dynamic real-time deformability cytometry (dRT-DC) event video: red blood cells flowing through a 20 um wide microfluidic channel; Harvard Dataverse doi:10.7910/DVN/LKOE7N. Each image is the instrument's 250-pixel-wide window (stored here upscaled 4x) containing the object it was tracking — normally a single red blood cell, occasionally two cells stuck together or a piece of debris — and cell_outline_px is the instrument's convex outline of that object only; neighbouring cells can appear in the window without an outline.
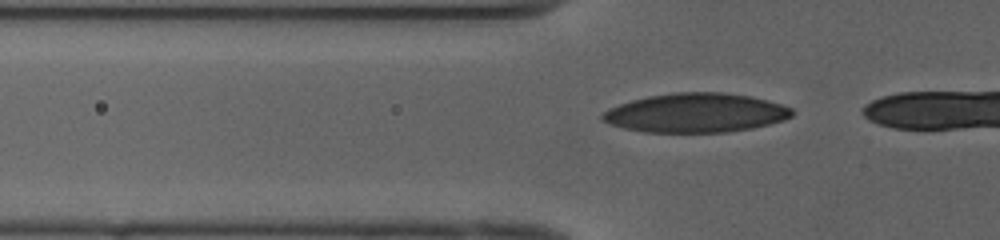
{"species": "human", "species_latin": "Homo sapiens", "temperature_condition": "cold", "stored_images_in_passage": 29, "camera_frame_rate_fps": 3000, "um_per_image_px": 0.085, "donor": {"sex": "female"}, "frame": {"image": 1, "passage_image": 13, "time_ms": 4.0, "image_size_px": [1000, 240], "cell_outline_px": [[796, 112], [792, 116], [784, 120], [752, 128], [728, 132], [644, 132], [624, 128], [600, 120], [600, 116], [608, 108], [632, 100], [648, 96], [672, 92], [720, 92], [752, 96], [780, 104], [792, 108]], "centroid_in_image_um": [59.15, 9.59], "position_along_channel_um": 66.7, "area_um2": 43.35}}
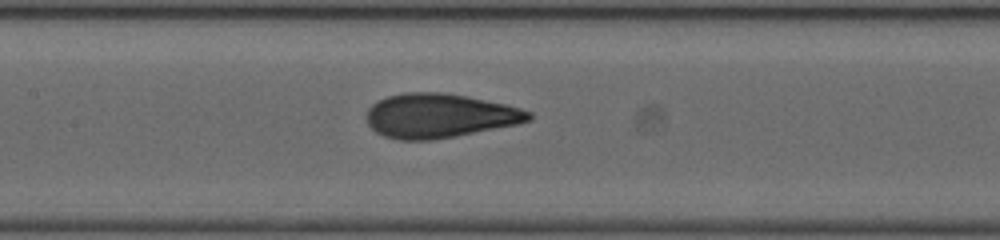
{"frame": {"image": 2, "passage_image": 21, "time_ms": 6.667, "image_size_px": [1000, 240], "cell_outline_px": [[532, 120], [520, 124], [432, 140], [400, 140], [384, 136], [376, 132], [368, 124], [364, 116], [368, 108], [372, 104], [388, 96], [404, 92], [444, 92], [468, 96], [504, 104], [520, 108], [532, 112]], "centroid_in_image_um": [37.35, 9.83], "position_along_channel_um": 170.1, "area_um2": 42.02}}
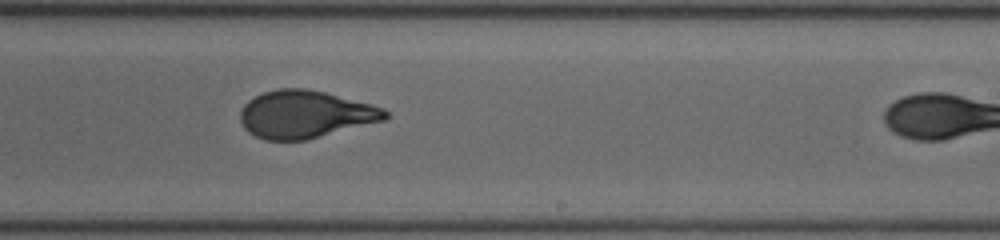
{"frame": {"image": 3, "passage_image": 28, "time_ms": 9.0, "image_size_px": [1000, 240], "cell_outline_px": [[388, 120], [308, 140], [264, 140], [248, 132], [244, 128], [240, 120], [240, 112], [244, 104], [248, 100], [264, 92], [276, 88], [304, 88], [324, 92], [372, 104], [384, 108], [388, 112]], "centroid_in_image_um": [25.97, 9.73], "position_along_channel_um": 263.0, "area_um2": 40.58}}